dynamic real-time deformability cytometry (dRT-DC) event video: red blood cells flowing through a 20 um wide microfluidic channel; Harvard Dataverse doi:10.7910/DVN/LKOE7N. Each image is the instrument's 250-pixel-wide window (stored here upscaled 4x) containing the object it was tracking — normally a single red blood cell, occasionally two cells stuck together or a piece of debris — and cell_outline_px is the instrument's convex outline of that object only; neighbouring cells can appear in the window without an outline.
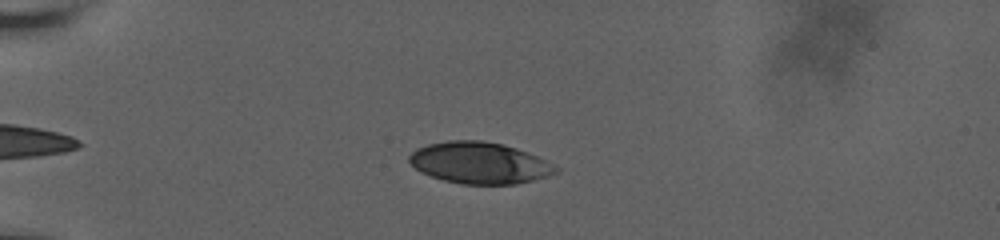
{"species": "human", "species_latin": "Homo sapiens", "temperature_condition": "room temperature", "stored_images_in_passage": 52, "camera_frame_rate_fps": 3000, "um_per_image_px": 0.085, "donor": {"sex": "male"}, "frame": {"image": 1, "passage_image": 10, "time_ms": 3.0, "image_size_px": [1000, 240], "cell_outline_px": [[560, 172], [548, 176], [516, 184], [460, 184], [444, 180], [420, 172], [408, 160], [408, 156], [416, 148], [428, 144], [448, 140], [480, 140], [504, 144], [528, 152], [560, 168]], "centroid_in_image_um": [40.76, 13.84], "position_along_channel_um": 44.2, "area_um2": 35.49}}
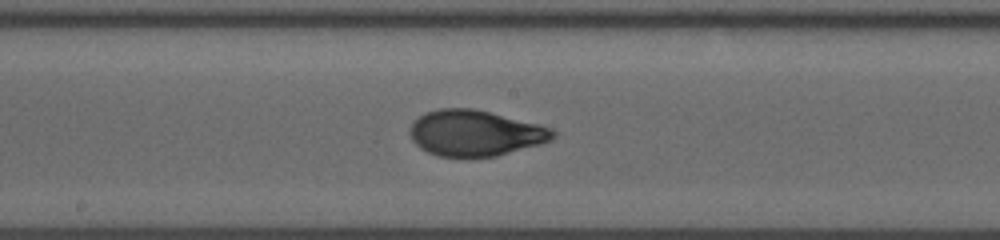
{"frame": {"image": 2, "passage_image": 27, "time_ms": 8.667, "image_size_px": [1000, 240], "cell_outline_px": [[556, 136], [552, 140], [540, 144], [496, 156], [436, 156], [420, 148], [412, 140], [408, 132], [408, 128], [412, 120], [424, 112], [440, 108], [472, 108], [540, 124], [552, 128], [556, 132]], "centroid_in_image_um": [40.35, 11.3], "position_along_channel_um": 207.8, "area_um2": 38.44}}
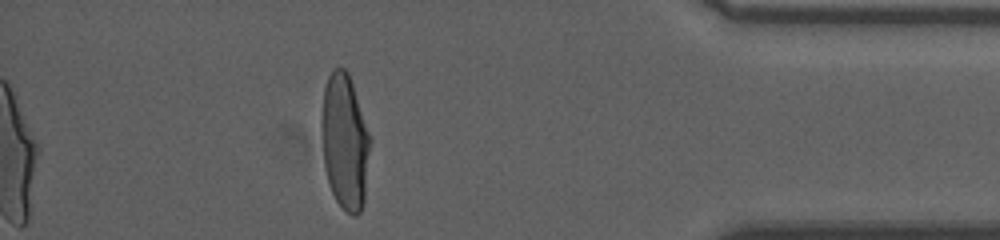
{"frame": {"image": 3, "passage_image": 46, "time_ms": 15.0, "image_size_px": [1000, 240], "cell_outline_px": [[372, 140], [364, 200], [360, 212], [356, 216], [352, 216], [336, 200], [328, 184], [324, 164], [320, 128], [320, 120], [324, 88], [328, 76], [332, 68], [344, 68], [348, 72]], "centroid_in_image_um": [29.3, 12.04], "position_along_channel_um": 405.9, "area_um2": 38.84}, "authors_computed_cell_mechanics": {"area_um2": 38.0613, "velocity_mm_per_s": 3.6633, "shape_relaxation_time_tau1_ms": 4.9358, "shape_relaxation_time_tau2_ms": null, "deformation_change_tau1": 0.2179, "deformation_change_tau2": null}}